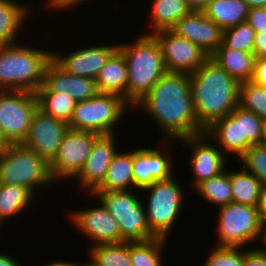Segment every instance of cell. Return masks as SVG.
I'll list each match as a JSON object with an SVG mask.
<instances>
[{"label":"cell","instance_id":"cell-40","mask_svg":"<svg viewBox=\"0 0 266 266\" xmlns=\"http://www.w3.org/2000/svg\"><path fill=\"white\" fill-rule=\"evenodd\" d=\"M243 266H266V251L259 247H244Z\"/></svg>","mask_w":266,"mask_h":266},{"label":"cell","instance_id":"cell-22","mask_svg":"<svg viewBox=\"0 0 266 266\" xmlns=\"http://www.w3.org/2000/svg\"><path fill=\"white\" fill-rule=\"evenodd\" d=\"M100 93L121 96L127 101L128 74L123 54L117 49L95 78Z\"/></svg>","mask_w":266,"mask_h":266},{"label":"cell","instance_id":"cell-48","mask_svg":"<svg viewBox=\"0 0 266 266\" xmlns=\"http://www.w3.org/2000/svg\"><path fill=\"white\" fill-rule=\"evenodd\" d=\"M250 8H266V0H245Z\"/></svg>","mask_w":266,"mask_h":266},{"label":"cell","instance_id":"cell-35","mask_svg":"<svg viewBox=\"0 0 266 266\" xmlns=\"http://www.w3.org/2000/svg\"><path fill=\"white\" fill-rule=\"evenodd\" d=\"M255 30L247 22L223 30L222 43L227 48L238 51L253 52Z\"/></svg>","mask_w":266,"mask_h":266},{"label":"cell","instance_id":"cell-13","mask_svg":"<svg viewBox=\"0 0 266 266\" xmlns=\"http://www.w3.org/2000/svg\"><path fill=\"white\" fill-rule=\"evenodd\" d=\"M68 130L69 126L66 122L46 115L37 109L22 144L50 164Z\"/></svg>","mask_w":266,"mask_h":266},{"label":"cell","instance_id":"cell-8","mask_svg":"<svg viewBox=\"0 0 266 266\" xmlns=\"http://www.w3.org/2000/svg\"><path fill=\"white\" fill-rule=\"evenodd\" d=\"M141 191L150 192L147 196L148 201L145 200L144 202H147L144 204V208L151 233L156 238L166 239L175 221L179 220L177 218L180 217L182 208H184V189L173 175L167 180L155 181Z\"/></svg>","mask_w":266,"mask_h":266},{"label":"cell","instance_id":"cell-23","mask_svg":"<svg viewBox=\"0 0 266 266\" xmlns=\"http://www.w3.org/2000/svg\"><path fill=\"white\" fill-rule=\"evenodd\" d=\"M18 2L0 0V46L17 44L19 30H22L24 22L29 20L27 17L33 14L28 5Z\"/></svg>","mask_w":266,"mask_h":266},{"label":"cell","instance_id":"cell-21","mask_svg":"<svg viewBox=\"0 0 266 266\" xmlns=\"http://www.w3.org/2000/svg\"><path fill=\"white\" fill-rule=\"evenodd\" d=\"M213 142H217L224 154H235V158H240L252 144L242 138L241 129V106H237L229 115L216 120L204 131ZM234 153V154H233Z\"/></svg>","mask_w":266,"mask_h":266},{"label":"cell","instance_id":"cell-20","mask_svg":"<svg viewBox=\"0 0 266 266\" xmlns=\"http://www.w3.org/2000/svg\"><path fill=\"white\" fill-rule=\"evenodd\" d=\"M36 92H61L76 102L97 96L100 92L95 79L70 74L52 59L46 65L44 82Z\"/></svg>","mask_w":266,"mask_h":266},{"label":"cell","instance_id":"cell-28","mask_svg":"<svg viewBox=\"0 0 266 266\" xmlns=\"http://www.w3.org/2000/svg\"><path fill=\"white\" fill-rule=\"evenodd\" d=\"M34 194L26 187L0 183V220L5 222L31 205Z\"/></svg>","mask_w":266,"mask_h":266},{"label":"cell","instance_id":"cell-1","mask_svg":"<svg viewBox=\"0 0 266 266\" xmlns=\"http://www.w3.org/2000/svg\"><path fill=\"white\" fill-rule=\"evenodd\" d=\"M133 107L144 110L158 123L163 141L167 137L168 145L171 140L178 141L205 131L195 115L187 73L167 72Z\"/></svg>","mask_w":266,"mask_h":266},{"label":"cell","instance_id":"cell-37","mask_svg":"<svg viewBox=\"0 0 266 266\" xmlns=\"http://www.w3.org/2000/svg\"><path fill=\"white\" fill-rule=\"evenodd\" d=\"M244 249L214 247L202 266H243Z\"/></svg>","mask_w":266,"mask_h":266},{"label":"cell","instance_id":"cell-27","mask_svg":"<svg viewBox=\"0 0 266 266\" xmlns=\"http://www.w3.org/2000/svg\"><path fill=\"white\" fill-rule=\"evenodd\" d=\"M153 1L150 11V34L156 31L170 29L179 19L192 12L186 0Z\"/></svg>","mask_w":266,"mask_h":266},{"label":"cell","instance_id":"cell-2","mask_svg":"<svg viewBox=\"0 0 266 266\" xmlns=\"http://www.w3.org/2000/svg\"><path fill=\"white\" fill-rule=\"evenodd\" d=\"M189 78L195 115L204 130L239 105L240 83L211 57Z\"/></svg>","mask_w":266,"mask_h":266},{"label":"cell","instance_id":"cell-43","mask_svg":"<svg viewBox=\"0 0 266 266\" xmlns=\"http://www.w3.org/2000/svg\"><path fill=\"white\" fill-rule=\"evenodd\" d=\"M253 52L256 58L266 57V31L255 34Z\"/></svg>","mask_w":266,"mask_h":266},{"label":"cell","instance_id":"cell-32","mask_svg":"<svg viewBox=\"0 0 266 266\" xmlns=\"http://www.w3.org/2000/svg\"><path fill=\"white\" fill-rule=\"evenodd\" d=\"M38 109L67 124L72 116L76 101L61 92H36Z\"/></svg>","mask_w":266,"mask_h":266},{"label":"cell","instance_id":"cell-11","mask_svg":"<svg viewBox=\"0 0 266 266\" xmlns=\"http://www.w3.org/2000/svg\"><path fill=\"white\" fill-rule=\"evenodd\" d=\"M99 135L69 129L65 134L58 152L49 164V172L53 181L63 179L74 180L86 163L93 143Z\"/></svg>","mask_w":266,"mask_h":266},{"label":"cell","instance_id":"cell-10","mask_svg":"<svg viewBox=\"0 0 266 266\" xmlns=\"http://www.w3.org/2000/svg\"><path fill=\"white\" fill-rule=\"evenodd\" d=\"M38 109L35 93L0 90V134L6 144H22Z\"/></svg>","mask_w":266,"mask_h":266},{"label":"cell","instance_id":"cell-3","mask_svg":"<svg viewBox=\"0 0 266 266\" xmlns=\"http://www.w3.org/2000/svg\"><path fill=\"white\" fill-rule=\"evenodd\" d=\"M127 64V102H138L167 73L161 47L153 34L143 32L134 42L118 44Z\"/></svg>","mask_w":266,"mask_h":266},{"label":"cell","instance_id":"cell-25","mask_svg":"<svg viewBox=\"0 0 266 266\" xmlns=\"http://www.w3.org/2000/svg\"><path fill=\"white\" fill-rule=\"evenodd\" d=\"M133 150L117 152L112 159L102 184L95 191H128L134 185Z\"/></svg>","mask_w":266,"mask_h":266},{"label":"cell","instance_id":"cell-41","mask_svg":"<svg viewBox=\"0 0 266 266\" xmlns=\"http://www.w3.org/2000/svg\"><path fill=\"white\" fill-rule=\"evenodd\" d=\"M252 81L266 87V57H259L255 59Z\"/></svg>","mask_w":266,"mask_h":266},{"label":"cell","instance_id":"cell-42","mask_svg":"<svg viewBox=\"0 0 266 266\" xmlns=\"http://www.w3.org/2000/svg\"><path fill=\"white\" fill-rule=\"evenodd\" d=\"M47 2L44 3V5H47L46 7L49 8V10L52 8L53 10H62L64 9H71V7L74 9V6H77L79 4H82L83 2H88V0H46Z\"/></svg>","mask_w":266,"mask_h":266},{"label":"cell","instance_id":"cell-6","mask_svg":"<svg viewBox=\"0 0 266 266\" xmlns=\"http://www.w3.org/2000/svg\"><path fill=\"white\" fill-rule=\"evenodd\" d=\"M0 183L20 185L35 194L39 186L48 187L55 182L49 164L35 152L23 144H8L0 153Z\"/></svg>","mask_w":266,"mask_h":266},{"label":"cell","instance_id":"cell-49","mask_svg":"<svg viewBox=\"0 0 266 266\" xmlns=\"http://www.w3.org/2000/svg\"><path fill=\"white\" fill-rule=\"evenodd\" d=\"M261 239H262V242L263 243L262 247H260L262 250L266 251V222H263L262 223V234H261Z\"/></svg>","mask_w":266,"mask_h":266},{"label":"cell","instance_id":"cell-4","mask_svg":"<svg viewBox=\"0 0 266 266\" xmlns=\"http://www.w3.org/2000/svg\"><path fill=\"white\" fill-rule=\"evenodd\" d=\"M52 51L20 43L0 46V90L36 93Z\"/></svg>","mask_w":266,"mask_h":266},{"label":"cell","instance_id":"cell-7","mask_svg":"<svg viewBox=\"0 0 266 266\" xmlns=\"http://www.w3.org/2000/svg\"><path fill=\"white\" fill-rule=\"evenodd\" d=\"M132 106L121 96L99 93L97 96L76 102L69 120V129L88 131L97 135L114 134L115 125L125 117Z\"/></svg>","mask_w":266,"mask_h":266},{"label":"cell","instance_id":"cell-39","mask_svg":"<svg viewBox=\"0 0 266 266\" xmlns=\"http://www.w3.org/2000/svg\"><path fill=\"white\" fill-rule=\"evenodd\" d=\"M246 22L251 25L255 33L266 31V8H250Z\"/></svg>","mask_w":266,"mask_h":266},{"label":"cell","instance_id":"cell-29","mask_svg":"<svg viewBox=\"0 0 266 266\" xmlns=\"http://www.w3.org/2000/svg\"><path fill=\"white\" fill-rule=\"evenodd\" d=\"M230 183L232 202L257 207L263 184L252 173L243 167L237 172L231 171Z\"/></svg>","mask_w":266,"mask_h":266},{"label":"cell","instance_id":"cell-30","mask_svg":"<svg viewBox=\"0 0 266 266\" xmlns=\"http://www.w3.org/2000/svg\"><path fill=\"white\" fill-rule=\"evenodd\" d=\"M201 198L217 208L232 203L230 171L202 181L194 188Z\"/></svg>","mask_w":266,"mask_h":266},{"label":"cell","instance_id":"cell-50","mask_svg":"<svg viewBox=\"0 0 266 266\" xmlns=\"http://www.w3.org/2000/svg\"><path fill=\"white\" fill-rule=\"evenodd\" d=\"M7 146L6 142L3 140L1 134H0V153L4 150V148Z\"/></svg>","mask_w":266,"mask_h":266},{"label":"cell","instance_id":"cell-17","mask_svg":"<svg viewBox=\"0 0 266 266\" xmlns=\"http://www.w3.org/2000/svg\"><path fill=\"white\" fill-rule=\"evenodd\" d=\"M118 49L116 45H92L78 48L69 54L52 51L51 59L64 71L82 77L95 79L108 58Z\"/></svg>","mask_w":266,"mask_h":266},{"label":"cell","instance_id":"cell-31","mask_svg":"<svg viewBox=\"0 0 266 266\" xmlns=\"http://www.w3.org/2000/svg\"><path fill=\"white\" fill-rule=\"evenodd\" d=\"M167 239L154 238L143 242H129V258L132 266H163ZM163 256V257H162Z\"/></svg>","mask_w":266,"mask_h":266},{"label":"cell","instance_id":"cell-24","mask_svg":"<svg viewBox=\"0 0 266 266\" xmlns=\"http://www.w3.org/2000/svg\"><path fill=\"white\" fill-rule=\"evenodd\" d=\"M210 57L239 83L252 80L256 59L254 52L227 48L222 43Z\"/></svg>","mask_w":266,"mask_h":266},{"label":"cell","instance_id":"cell-44","mask_svg":"<svg viewBox=\"0 0 266 266\" xmlns=\"http://www.w3.org/2000/svg\"><path fill=\"white\" fill-rule=\"evenodd\" d=\"M257 209L260 214L261 222H266V185H262L261 194L259 198V202L257 205Z\"/></svg>","mask_w":266,"mask_h":266},{"label":"cell","instance_id":"cell-53","mask_svg":"<svg viewBox=\"0 0 266 266\" xmlns=\"http://www.w3.org/2000/svg\"><path fill=\"white\" fill-rule=\"evenodd\" d=\"M2 224H3V222L0 220V228H1V229H2V226H1ZM1 229H0V230H1Z\"/></svg>","mask_w":266,"mask_h":266},{"label":"cell","instance_id":"cell-12","mask_svg":"<svg viewBox=\"0 0 266 266\" xmlns=\"http://www.w3.org/2000/svg\"><path fill=\"white\" fill-rule=\"evenodd\" d=\"M153 35L161 47L167 72L191 74L209 58L198 45L177 36L170 29L156 31Z\"/></svg>","mask_w":266,"mask_h":266},{"label":"cell","instance_id":"cell-38","mask_svg":"<svg viewBox=\"0 0 266 266\" xmlns=\"http://www.w3.org/2000/svg\"><path fill=\"white\" fill-rule=\"evenodd\" d=\"M265 123L252 111L241 107L242 138H246L252 145L263 143Z\"/></svg>","mask_w":266,"mask_h":266},{"label":"cell","instance_id":"cell-5","mask_svg":"<svg viewBox=\"0 0 266 266\" xmlns=\"http://www.w3.org/2000/svg\"><path fill=\"white\" fill-rule=\"evenodd\" d=\"M92 196L113 216L121 242H143L156 238L147 223L143 201L128 191H94Z\"/></svg>","mask_w":266,"mask_h":266},{"label":"cell","instance_id":"cell-52","mask_svg":"<svg viewBox=\"0 0 266 266\" xmlns=\"http://www.w3.org/2000/svg\"><path fill=\"white\" fill-rule=\"evenodd\" d=\"M85 266H94L90 261H88L87 263L85 262Z\"/></svg>","mask_w":266,"mask_h":266},{"label":"cell","instance_id":"cell-9","mask_svg":"<svg viewBox=\"0 0 266 266\" xmlns=\"http://www.w3.org/2000/svg\"><path fill=\"white\" fill-rule=\"evenodd\" d=\"M216 247L244 248L261 240L262 222L257 207L229 203L218 207Z\"/></svg>","mask_w":266,"mask_h":266},{"label":"cell","instance_id":"cell-34","mask_svg":"<svg viewBox=\"0 0 266 266\" xmlns=\"http://www.w3.org/2000/svg\"><path fill=\"white\" fill-rule=\"evenodd\" d=\"M239 106L252 111L266 122V87L252 80L241 82L239 85Z\"/></svg>","mask_w":266,"mask_h":266},{"label":"cell","instance_id":"cell-18","mask_svg":"<svg viewBox=\"0 0 266 266\" xmlns=\"http://www.w3.org/2000/svg\"><path fill=\"white\" fill-rule=\"evenodd\" d=\"M117 137L114 134L99 135L94 143L85 165L75 177L80 187L91 194L102 184L107 169L118 152L116 147ZM87 189V190H86Z\"/></svg>","mask_w":266,"mask_h":266},{"label":"cell","instance_id":"cell-19","mask_svg":"<svg viewBox=\"0 0 266 266\" xmlns=\"http://www.w3.org/2000/svg\"><path fill=\"white\" fill-rule=\"evenodd\" d=\"M170 30L198 45L209 57L222 44L223 29L202 11H192L179 19Z\"/></svg>","mask_w":266,"mask_h":266},{"label":"cell","instance_id":"cell-51","mask_svg":"<svg viewBox=\"0 0 266 266\" xmlns=\"http://www.w3.org/2000/svg\"><path fill=\"white\" fill-rule=\"evenodd\" d=\"M263 143L266 145V123H265V131H264V140Z\"/></svg>","mask_w":266,"mask_h":266},{"label":"cell","instance_id":"cell-47","mask_svg":"<svg viewBox=\"0 0 266 266\" xmlns=\"http://www.w3.org/2000/svg\"><path fill=\"white\" fill-rule=\"evenodd\" d=\"M44 266H85V262L84 263H73L72 261L71 262H65V261H56V262H53V263H50V264H46Z\"/></svg>","mask_w":266,"mask_h":266},{"label":"cell","instance_id":"cell-15","mask_svg":"<svg viewBox=\"0 0 266 266\" xmlns=\"http://www.w3.org/2000/svg\"><path fill=\"white\" fill-rule=\"evenodd\" d=\"M161 144V147H155V149H134L132 170L134 185L137 190L152 185L155 181L167 180L173 176L174 166L172 164L173 157H171L173 155L172 151L169 150L171 146L168 147L166 141Z\"/></svg>","mask_w":266,"mask_h":266},{"label":"cell","instance_id":"cell-36","mask_svg":"<svg viewBox=\"0 0 266 266\" xmlns=\"http://www.w3.org/2000/svg\"><path fill=\"white\" fill-rule=\"evenodd\" d=\"M239 160L246 171L266 185V145L264 143L252 145Z\"/></svg>","mask_w":266,"mask_h":266},{"label":"cell","instance_id":"cell-46","mask_svg":"<svg viewBox=\"0 0 266 266\" xmlns=\"http://www.w3.org/2000/svg\"><path fill=\"white\" fill-rule=\"evenodd\" d=\"M20 264L13 256L0 253V266H21Z\"/></svg>","mask_w":266,"mask_h":266},{"label":"cell","instance_id":"cell-14","mask_svg":"<svg viewBox=\"0 0 266 266\" xmlns=\"http://www.w3.org/2000/svg\"><path fill=\"white\" fill-rule=\"evenodd\" d=\"M178 141L192 149L190 150V168L194 181H191V187L194 186L195 188L202 181L216 177L225 171L227 165L225 158L227 156H224V152L215 142L212 143V139L205 132L184 137Z\"/></svg>","mask_w":266,"mask_h":266},{"label":"cell","instance_id":"cell-26","mask_svg":"<svg viewBox=\"0 0 266 266\" xmlns=\"http://www.w3.org/2000/svg\"><path fill=\"white\" fill-rule=\"evenodd\" d=\"M250 7L245 0H210L202 10L223 30L246 22Z\"/></svg>","mask_w":266,"mask_h":266},{"label":"cell","instance_id":"cell-45","mask_svg":"<svg viewBox=\"0 0 266 266\" xmlns=\"http://www.w3.org/2000/svg\"><path fill=\"white\" fill-rule=\"evenodd\" d=\"M210 0H186L192 11H202Z\"/></svg>","mask_w":266,"mask_h":266},{"label":"cell","instance_id":"cell-16","mask_svg":"<svg viewBox=\"0 0 266 266\" xmlns=\"http://www.w3.org/2000/svg\"><path fill=\"white\" fill-rule=\"evenodd\" d=\"M98 205L100 206L91 209L71 211L69 219L80 233L94 241L90 247L120 243V230L116 220L101 202Z\"/></svg>","mask_w":266,"mask_h":266},{"label":"cell","instance_id":"cell-33","mask_svg":"<svg viewBox=\"0 0 266 266\" xmlns=\"http://www.w3.org/2000/svg\"><path fill=\"white\" fill-rule=\"evenodd\" d=\"M90 248L89 261L94 266H132L129 258V242L99 244Z\"/></svg>","mask_w":266,"mask_h":266}]
</instances>
